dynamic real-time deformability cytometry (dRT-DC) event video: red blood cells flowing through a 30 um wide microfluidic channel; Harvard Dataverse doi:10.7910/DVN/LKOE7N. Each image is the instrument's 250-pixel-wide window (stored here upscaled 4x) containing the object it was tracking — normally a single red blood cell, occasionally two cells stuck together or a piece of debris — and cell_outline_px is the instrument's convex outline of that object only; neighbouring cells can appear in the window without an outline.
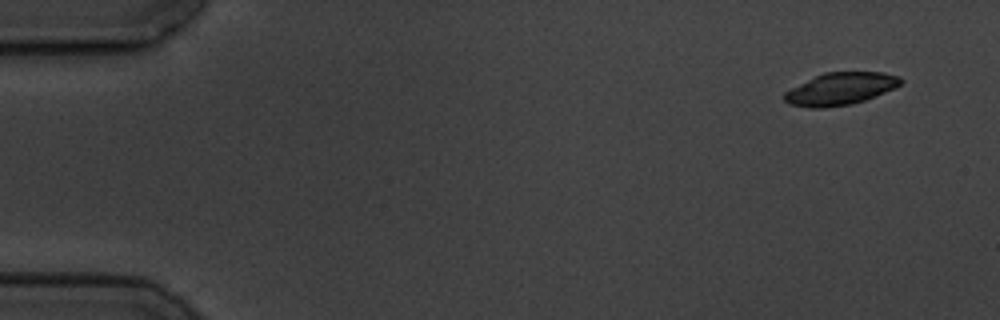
{"species": "common noctule bat (a hibernating species)", "species_latin": "Nyctalus noctula", "temperature_condition": "cold", "stored_images_in_passage": 6, "camera_frame_rate_fps": 3000, "um_per_image_px": 0.085, "animal": {"sex": "male", "body_mass_g": 19.5, "forearm_length_mm": 54.6}, "frame": {"image": 1, "passage_image": 1, "time_ms": 0.0, "image_size_px": [1000, 320], "cell_outline_px": [[904, 80], [896, 88], [864, 100], [852, 104], [824, 108], [808, 108], [788, 104], [784, 100], [784, 92], [824, 72], [884, 72], [900, 76]], "centroid_in_image_um": [71.46, 7.55], "position_along_channel_um": 13.5, "area_um2": 21.91}}
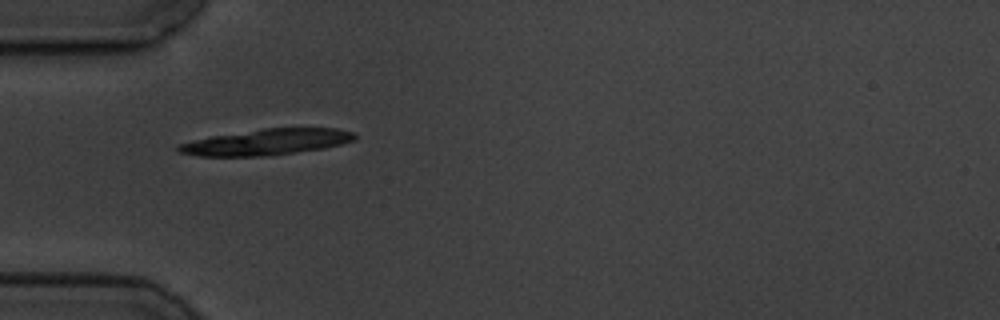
{"frame": {"image": 2, "passage_image": 5, "time_ms": 4.667, "image_size_px": [1000, 320], "cell_outline_px": [[356, 140], [324, 148], [296, 152], [264, 156], [200, 156], [176, 152], [176, 144], [208, 136], [264, 128], [336, 128], [352, 132], [356, 136]], "centroid_in_image_um": [22.59, 12.07], "position_along_channel_um": 62.4, "area_um2": 26.82}}
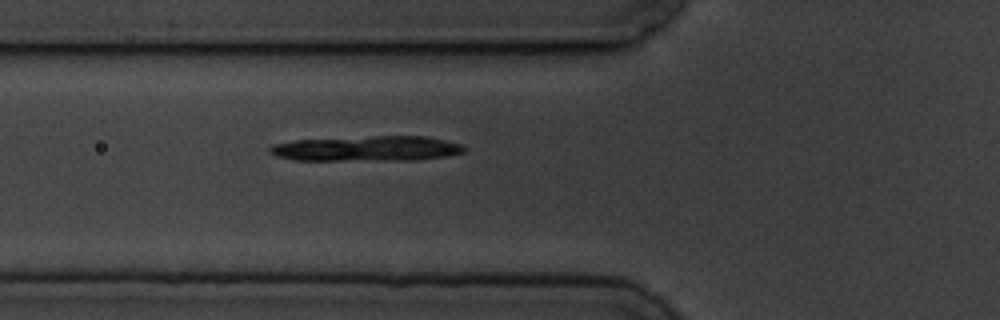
{"frame": {"image": 3, "passage_image": 6, "time_ms": 5.667, "image_size_px": [1000, 320], "cell_outline_px": [[464, 152], [448, 156], [416, 160], [292, 160], [276, 156], [268, 152], [268, 148], [272, 144], [296, 140], [372, 136], [424, 136], [444, 140], [460, 144], [464, 148]], "centroid_in_image_um": [31.14, 12.63], "position_along_channel_um": 94.7, "area_um2": 28.55}}